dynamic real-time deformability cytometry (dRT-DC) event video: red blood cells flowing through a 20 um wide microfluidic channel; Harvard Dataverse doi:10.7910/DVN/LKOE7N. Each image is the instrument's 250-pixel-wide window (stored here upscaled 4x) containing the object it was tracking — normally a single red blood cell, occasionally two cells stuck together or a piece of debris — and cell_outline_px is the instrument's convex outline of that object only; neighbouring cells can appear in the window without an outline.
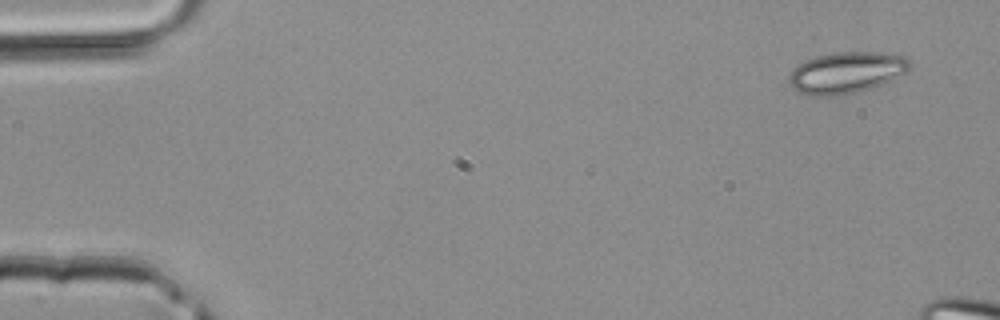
{"species": "common noctule bat (a hibernating species)", "species_latin": "Nyctalus noctula", "temperature_condition": "room temperature", "stored_images_in_passage": 3, "camera_frame_rate_fps": 3000, "um_per_image_px": 0.085, "animal": {"sex": "male", "body_mass_g": 20.4}, "frame": {"image": 1, "passage_image": 1, "time_ms": 0.0, "image_size_px": [1000, 320], "cell_outline_px": [[912, 68], [908, 72], [872, 88], [856, 92], [836, 96], [812, 96], [796, 92], [788, 84], [788, 76], [792, 68], [804, 60], [816, 56], [836, 52], [880, 52], [904, 56], [912, 64]], "centroid_in_image_um": [71.9, 6.18], "position_along_channel_um": 13.1, "area_um2": 29.59}}